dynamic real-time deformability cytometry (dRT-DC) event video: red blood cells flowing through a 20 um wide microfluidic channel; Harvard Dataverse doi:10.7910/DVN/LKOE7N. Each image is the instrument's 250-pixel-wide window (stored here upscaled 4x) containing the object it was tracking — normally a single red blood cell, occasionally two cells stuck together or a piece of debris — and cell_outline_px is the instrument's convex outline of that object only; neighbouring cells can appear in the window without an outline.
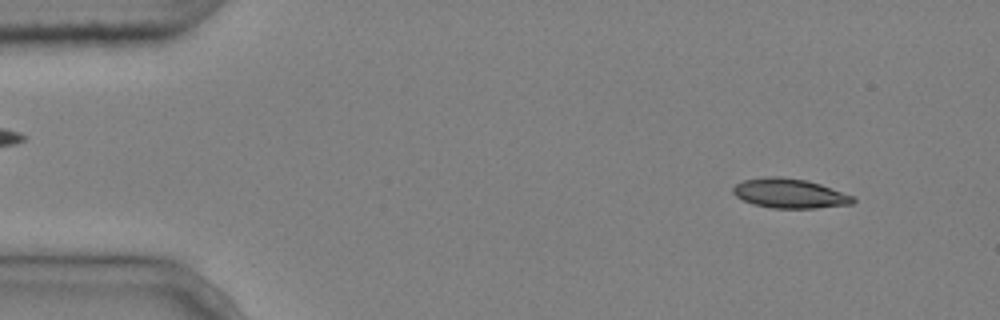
{"species": "common noctule bat (a hibernating species)", "species_latin": "Nyctalus noctula", "temperature_condition": "cold", "stored_images_in_passage": 6, "camera_frame_rate_fps": 3000, "um_per_image_px": 0.085, "animal": {"sex": "male", "body_mass_g": 20.4}, "frame": {"image": 1, "passage_image": 1, "time_ms": 0.0, "image_size_px": [1000, 320], "cell_outline_px": [[856, 200], [852, 204], [816, 208], [772, 208], [752, 204], [736, 196], [732, 192], [732, 188], [736, 184], [744, 180], [768, 176], [780, 176], [808, 180], [820, 184], [852, 196]], "centroid_in_image_um": [67.09, 16.43], "position_along_channel_um": 17.9, "area_um2": 20.58}}
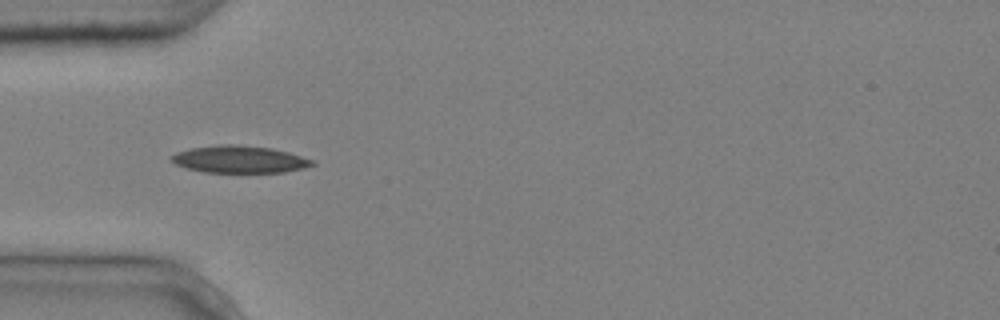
{"frame": {"image": 2, "passage_image": 4, "time_ms": 1.0, "image_size_px": [1000, 320], "cell_outline_px": [[316, 164], [304, 168], [284, 172], [204, 172], [188, 168], [176, 164], [172, 160], [172, 156], [176, 152], [188, 148], [220, 144], [232, 144], [272, 148], [288, 152], [312, 160]], "centroid_in_image_um": [20.35, 13.53], "position_along_channel_um": 64.6, "area_um2": 22.14}}